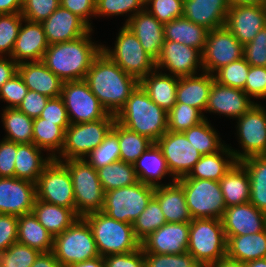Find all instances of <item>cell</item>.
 I'll use <instances>...</instances> for the list:
<instances>
[{"instance_id":"61","label":"cell","mask_w":266,"mask_h":267,"mask_svg":"<svg viewBox=\"0 0 266 267\" xmlns=\"http://www.w3.org/2000/svg\"><path fill=\"white\" fill-rule=\"evenodd\" d=\"M17 143L3 138L0 142V177H14Z\"/></svg>"},{"instance_id":"26","label":"cell","mask_w":266,"mask_h":267,"mask_svg":"<svg viewBox=\"0 0 266 267\" xmlns=\"http://www.w3.org/2000/svg\"><path fill=\"white\" fill-rule=\"evenodd\" d=\"M228 0H184L183 17L213 30L225 26Z\"/></svg>"},{"instance_id":"27","label":"cell","mask_w":266,"mask_h":267,"mask_svg":"<svg viewBox=\"0 0 266 267\" xmlns=\"http://www.w3.org/2000/svg\"><path fill=\"white\" fill-rule=\"evenodd\" d=\"M17 72L29 90L49 98L61 95L63 81L49 70L42 61L18 64Z\"/></svg>"},{"instance_id":"63","label":"cell","mask_w":266,"mask_h":267,"mask_svg":"<svg viewBox=\"0 0 266 267\" xmlns=\"http://www.w3.org/2000/svg\"><path fill=\"white\" fill-rule=\"evenodd\" d=\"M60 6L80 17L90 28V16H95L96 0H60Z\"/></svg>"},{"instance_id":"45","label":"cell","mask_w":266,"mask_h":267,"mask_svg":"<svg viewBox=\"0 0 266 267\" xmlns=\"http://www.w3.org/2000/svg\"><path fill=\"white\" fill-rule=\"evenodd\" d=\"M166 223L165 215L162 212L158 200L153 196L145 210L133 222L132 227L136 238L142 242L151 233Z\"/></svg>"},{"instance_id":"57","label":"cell","mask_w":266,"mask_h":267,"mask_svg":"<svg viewBox=\"0 0 266 267\" xmlns=\"http://www.w3.org/2000/svg\"><path fill=\"white\" fill-rule=\"evenodd\" d=\"M243 91L250 98H266V67L250 65Z\"/></svg>"},{"instance_id":"17","label":"cell","mask_w":266,"mask_h":267,"mask_svg":"<svg viewBox=\"0 0 266 267\" xmlns=\"http://www.w3.org/2000/svg\"><path fill=\"white\" fill-rule=\"evenodd\" d=\"M202 67V53L176 41L165 40L161 54L156 60V69L167 68L172 76L185 77L197 75Z\"/></svg>"},{"instance_id":"31","label":"cell","mask_w":266,"mask_h":267,"mask_svg":"<svg viewBox=\"0 0 266 267\" xmlns=\"http://www.w3.org/2000/svg\"><path fill=\"white\" fill-rule=\"evenodd\" d=\"M32 213L39 223L53 236L61 234L80 216L70 208L35 199Z\"/></svg>"},{"instance_id":"8","label":"cell","mask_w":266,"mask_h":267,"mask_svg":"<svg viewBox=\"0 0 266 267\" xmlns=\"http://www.w3.org/2000/svg\"><path fill=\"white\" fill-rule=\"evenodd\" d=\"M102 52L139 82L156 69V60L144 50L135 34L125 25L118 33L114 49L102 45Z\"/></svg>"},{"instance_id":"16","label":"cell","mask_w":266,"mask_h":267,"mask_svg":"<svg viewBox=\"0 0 266 267\" xmlns=\"http://www.w3.org/2000/svg\"><path fill=\"white\" fill-rule=\"evenodd\" d=\"M155 143L166 159L172 181L188 176L202 157L182 132L167 131Z\"/></svg>"},{"instance_id":"59","label":"cell","mask_w":266,"mask_h":267,"mask_svg":"<svg viewBox=\"0 0 266 267\" xmlns=\"http://www.w3.org/2000/svg\"><path fill=\"white\" fill-rule=\"evenodd\" d=\"M18 216L0 214V253L17 242Z\"/></svg>"},{"instance_id":"56","label":"cell","mask_w":266,"mask_h":267,"mask_svg":"<svg viewBox=\"0 0 266 267\" xmlns=\"http://www.w3.org/2000/svg\"><path fill=\"white\" fill-rule=\"evenodd\" d=\"M243 57L252 66L266 67V25L244 45Z\"/></svg>"},{"instance_id":"44","label":"cell","mask_w":266,"mask_h":267,"mask_svg":"<svg viewBox=\"0 0 266 267\" xmlns=\"http://www.w3.org/2000/svg\"><path fill=\"white\" fill-rule=\"evenodd\" d=\"M207 120L182 132L202 155L218 152L225 145Z\"/></svg>"},{"instance_id":"40","label":"cell","mask_w":266,"mask_h":267,"mask_svg":"<svg viewBox=\"0 0 266 267\" xmlns=\"http://www.w3.org/2000/svg\"><path fill=\"white\" fill-rule=\"evenodd\" d=\"M65 140V130L57 125V122L46 121L37 117L33 119V139L32 143L38 148L49 152L52 159L56 158V153L60 154ZM57 151V152H55Z\"/></svg>"},{"instance_id":"19","label":"cell","mask_w":266,"mask_h":267,"mask_svg":"<svg viewBox=\"0 0 266 267\" xmlns=\"http://www.w3.org/2000/svg\"><path fill=\"white\" fill-rule=\"evenodd\" d=\"M266 25V5L230 6L225 27L242 44L251 42Z\"/></svg>"},{"instance_id":"46","label":"cell","mask_w":266,"mask_h":267,"mask_svg":"<svg viewBox=\"0 0 266 267\" xmlns=\"http://www.w3.org/2000/svg\"><path fill=\"white\" fill-rule=\"evenodd\" d=\"M206 117L196 107L176 103L167 113L168 131L184 132L204 121Z\"/></svg>"},{"instance_id":"39","label":"cell","mask_w":266,"mask_h":267,"mask_svg":"<svg viewBox=\"0 0 266 267\" xmlns=\"http://www.w3.org/2000/svg\"><path fill=\"white\" fill-rule=\"evenodd\" d=\"M249 174L250 200L258 210L266 213V155L250 156L240 161Z\"/></svg>"},{"instance_id":"38","label":"cell","mask_w":266,"mask_h":267,"mask_svg":"<svg viewBox=\"0 0 266 267\" xmlns=\"http://www.w3.org/2000/svg\"><path fill=\"white\" fill-rule=\"evenodd\" d=\"M54 237L39 223L33 213L18 216L17 242L25 244L40 253L53 250Z\"/></svg>"},{"instance_id":"48","label":"cell","mask_w":266,"mask_h":267,"mask_svg":"<svg viewBox=\"0 0 266 267\" xmlns=\"http://www.w3.org/2000/svg\"><path fill=\"white\" fill-rule=\"evenodd\" d=\"M249 69L250 64L242 57L218 69L214 78L219 84L243 90Z\"/></svg>"},{"instance_id":"68","label":"cell","mask_w":266,"mask_h":267,"mask_svg":"<svg viewBox=\"0 0 266 267\" xmlns=\"http://www.w3.org/2000/svg\"><path fill=\"white\" fill-rule=\"evenodd\" d=\"M209 267H246L245 263L228 258H222L216 263L210 264Z\"/></svg>"},{"instance_id":"47","label":"cell","mask_w":266,"mask_h":267,"mask_svg":"<svg viewBox=\"0 0 266 267\" xmlns=\"http://www.w3.org/2000/svg\"><path fill=\"white\" fill-rule=\"evenodd\" d=\"M85 159L95 169L120 160V145L117 135L111 130L104 141Z\"/></svg>"},{"instance_id":"24","label":"cell","mask_w":266,"mask_h":267,"mask_svg":"<svg viewBox=\"0 0 266 267\" xmlns=\"http://www.w3.org/2000/svg\"><path fill=\"white\" fill-rule=\"evenodd\" d=\"M15 41L11 57L17 64L42 61L49 44L41 23L24 20ZM25 60V61H24Z\"/></svg>"},{"instance_id":"64","label":"cell","mask_w":266,"mask_h":267,"mask_svg":"<svg viewBox=\"0 0 266 267\" xmlns=\"http://www.w3.org/2000/svg\"><path fill=\"white\" fill-rule=\"evenodd\" d=\"M17 66L18 64L12 57H8V59L5 56L0 57V88L17 73Z\"/></svg>"},{"instance_id":"10","label":"cell","mask_w":266,"mask_h":267,"mask_svg":"<svg viewBox=\"0 0 266 267\" xmlns=\"http://www.w3.org/2000/svg\"><path fill=\"white\" fill-rule=\"evenodd\" d=\"M186 203L192 219H222L225 209L219 181L195 178H180Z\"/></svg>"},{"instance_id":"65","label":"cell","mask_w":266,"mask_h":267,"mask_svg":"<svg viewBox=\"0 0 266 267\" xmlns=\"http://www.w3.org/2000/svg\"><path fill=\"white\" fill-rule=\"evenodd\" d=\"M31 267H63L55 258L54 253H40Z\"/></svg>"},{"instance_id":"43","label":"cell","mask_w":266,"mask_h":267,"mask_svg":"<svg viewBox=\"0 0 266 267\" xmlns=\"http://www.w3.org/2000/svg\"><path fill=\"white\" fill-rule=\"evenodd\" d=\"M112 131L117 135L120 145V160L133 164L153 143L145 136L129 130L115 120Z\"/></svg>"},{"instance_id":"9","label":"cell","mask_w":266,"mask_h":267,"mask_svg":"<svg viewBox=\"0 0 266 267\" xmlns=\"http://www.w3.org/2000/svg\"><path fill=\"white\" fill-rule=\"evenodd\" d=\"M115 120V117H104L94 122L70 124L65 130L63 148L55 160L86 159L104 141Z\"/></svg>"},{"instance_id":"32","label":"cell","mask_w":266,"mask_h":267,"mask_svg":"<svg viewBox=\"0 0 266 267\" xmlns=\"http://www.w3.org/2000/svg\"><path fill=\"white\" fill-rule=\"evenodd\" d=\"M138 181L157 187L166 174L171 175L166 159L156 143H152L143 154L133 163Z\"/></svg>"},{"instance_id":"22","label":"cell","mask_w":266,"mask_h":267,"mask_svg":"<svg viewBox=\"0 0 266 267\" xmlns=\"http://www.w3.org/2000/svg\"><path fill=\"white\" fill-rule=\"evenodd\" d=\"M41 24L49 45L76 40L92 29L80 17L61 6Z\"/></svg>"},{"instance_id":"15","label":"cell","mask_w":266,"mask_h":267,"mask_svg":"<svg viewBox=\"0 0 266 267\" xmlns=\"http://www.w3.org/2000/svg\"><path fill=\"white\" fill-rule=\"evenodd\" d=\"M243 51L244 45L225 26L210 30L202 52L201 69L213 75L221 67L242 58Z\"/></svg>"},{"instance_id":"71","label":"cell","mask_w":266,"mask_h":267,"mask_svg":"<svg viewBox=\"0 0 266 267\" xmlns=\"http://www.w3.org/2000/svg\"><path fill=\"white\" fill-rule=\"evenodd\" d=\"M193 267H209V265L202 264V263H196Z\"/></svg>"},{"instance_id":"3","label":"cell","mask_w":266,"mask_h":267,"mask_svg":"<svg viewBox=\"0 0 266 267\" xmlns=\"http://www.w3.org/2000/svg\"><path fill=\"white\" fill-rule=\"evenodd\" d=\"M116 121L155 143L168 131L167 112L139 84L115 116Z\"/></svg>"},{"instance_id":"41","label":"cell","mask_w":266,"mask_h":267,"mask_svg":"<svg viewBox=\"0 0 266 267\" xmlns=\"http://www.w3.org/2000/svg\"><path fill=\"white\" fill-rule=\"evenodd\" d=\"M96 170L104 192L138 182L133 164L121 160Z\"/></svg>"},{"instance_id":"60","label":"cell","mask_w":266,"mask_h":267,"mask_svg":"<svg viewBox=\"0 0 266 267\" xmlns=\"http://www.w3.org/2000/svg\"><path fill=\"white\" fill-rule=\"evenodd\" d=\"M105 267H145L142 247L124 254H111L103 257Z\"/></svg>"},{"instance_id":"33","label":"cell","mask_w":266,"mask_h":267,"mask_svg":"<svg viewBox=\"0 0 266 267\" xmlns=\"http://www.w3.org/2000/svg\"><path fill=\"white\" fill-rule=\"evenodd\" d=\"M41 150L33 143H17L14 169L15 178L36 184L44 168L52 161L50 156L43 159Z\"/></svg>"},{"instance_id":"69","label":"cell","mask_w":266,"mask_h":267,"mask_svg":"<svg viewBox=\"0 0 266 267\" xmlns=\"http://www.w3.org/2000/svg\"><path fill=\"white\" fill-rule=\"evenodd\" d=\"M230 6L266 5V0H228Z\"/></svg>"},{"instance_id":"29","label":"cell","mask_w":266,"mask_h":267,"mask_svg":"<svg viewBox=\"0 0 266 267\" xmlns=\"http://www.w3.org/2000/svg\"><path fill=\"white\" fill-rule=\"evenodd\" d=\"M201 73L203 74L178 79L176 103H185L191 107H196L201 112L205 111L215 78L214 74Z\"/></svg>"},{"instance_id":"7","label":"cell","mask_w":266,"mask_h":267,"mask_svg":"<svg viewBox=\"0 0 266 267\" xmlns=\"http://www.w3.org/2000/svg\"><path fill=\"white\" fill-rule=\"evenodd\" d=\"M52 252L63 267L100 256L92 230L83 217L54 237Z\"/></svg>"},{"instance_id":"37","label":"cell","mask_w":266,"mask_h":267,"mask_svg":"<svg viewBox=\"0 0 266 267\" xmlns=\"http://www.w3.org/2000/svg\"><path fill=\"white\" fill-rule=\"evenodd\" d=\"M208 31L205 27L197 25L185 17L164 23L165 40L183 43L198 49L201 53L206 44Z\"/></svg>"},{"instance_id":"35","label":"cell","mask_w":266,"mask_h":267,"mask_svg":"<svg viewBox=\"0 0 266 267\" xmlns=\"http://www.w3.org/2000/svg\"><path fill=\"white\" fill-rule=\"evenodd\" d=\"M230 148L231 147L224 145L218 152L202 155L189 175L182 178L220 181V179L237 162ZM221 154L223 156L225 155V158L227 159Z\"/></svg>"},{"instance_id":"58","label":"cell","mask_w":266,"mask_h":267,"mask_svg":"<svg viewBox=\"0 0 266 267\" xmlns=\"http://www.w3.org/2000/svg\"><path fill=\"white\" fill-rule=\"evenodd\" d=\"M39 117L46 119V121L57 122V125L61 126L64 130L70 125L67 109L60 96L50 98Z\"/></svg>"},{"instance_id":"67","label":"cell","mask_w":266,"mask_h":267,"mask_svg":"<svg viewBox=\"0 0 266 267\" xmlns=\"http://www.w3.org/2000/svg\"><path fill=\"white\" fill-rule=\"evenodd\" d=\"M67 267H105V262L102 256H98L83 262L71 264Z\"/></svg>"},{"instance_id":"6","label":"cell","mask_w":266,"mask_h":267,"mask_svg":"<svg viewBox=\"0 0 266 267\" xmlns=\"http://www.w3.org/2000/svg\"><path fill=\"white\" fill-rule=\"evenodd\" d=\"M69 170L74 189L75 212L83 217L92 212L102 211L105 192L97 170L85 159L61 161Z\"/></svg>"},{"instance_id":"1","label":"cell","mask_w":266,"mask_h":267,"mask_svg":"<svg viewBox=\"0 0 266 267\" xmlns=\"http://www.w3.org/2000/svg\"><path fill=\"white\" fill-rule=\"evenodd\" d=\"M84 81L109 114L117 115L139 81L123 71L102 51L94 59Z\"/></svg>"},{"instance_id":"13","label":"cell","mask_w":266,"mask_h":267,"mask_svg":"<svg viewBox=\"0 0 266 267\" xmlns=\"http://www.w3.org/2000/svg\"><path fill=\"white\" fill-rule=\"evenodd\" d=\"M36 199L75 211L72 178L62 162L52 159L44 168L36 182Z\"/></svg>"},{"instance_id":"53","label":"cell","mask_w":266,"mask_h":267,"mask_svg":"<svg viewBox=\"0 0 266 267\" xmlns=\"http://www.w3.org/2000/svg\"><path fill=\"white\" fill-rule=\"evenodd\" d=\"M59 6L60 0H22L21 15L27 21L41 23Z\"/></svg>"},{"instance_id":"12","label":"cell","mask_w":266,"mask_h":267,"mask_svg":"<svg viewBox=\"0 0 266 267\" xmlns=\"http://www.w3.org/2000/svg\"><path fill=\"white\" fill-rule=\"evenodd\" d=\"M60 97L67 109L70 124L115 117L107 112L84 80L64 82Z\"/></svg>"},{"instance_id":"34","label":"cell","mask_w":266,"mask_h":267,"mask_svg":"<svg viewBox=\"0 0 266 267\" xmlns=\"http://www.w3.org/2000/svg\"><path fill=\"white\" fill-rule=\"evenodd\" d=\"M219 184L226 207L249 202V174L240 162H236L230 168V170L220 179Z\"/></svg>"},{"instance_id":"23","label":"cell","mask_w":266,"mask_h":267,"mask_svg":"<svg viewBox=\"0 0 266 267\" xmlns=\"http://www.w3.org/2000/svg\"><path fill=\"white\" fill-rule=\"evenodd\" d=\"M254 104L242 89L225 86L214 80L205 111L239 118Z\"/></svg>"},{"instance_id":"66","label":"cell","mask_w":266,"mask_h":267,"mask_svg":"<svg viewBox=\"0 0 266 267\" xmlns=\"http://www.w3.org/2000/svg\"><path fill=\"white\" fill-rule=\"evenodd\" d=\"M22 0H0V14L21 13Z\"/></svg>"},{"instance_id":"2","label":"cell","mask_w":266,"mask_h":267,"mask_svg":"<svg viewBox=\"0 0 266 267\" xmlns=\"http://www.w3.org/2000/svg\"><path fill=\"white\" fill-rule=\"evenodd\" d=\"M91 29L86 35L68 42L50 44L42 62L63 82L84 80L102 45L91 41Z\"/></svg>"},{"instance_id":"28","label":"cell","mask_w":266,"mask_h":267,"mask_svg":"<svg viewBox=\"0 0 266 267\" xmlns=\"http://www.w3.org/2000/svg\"><path fill=\"white\" fill-rule=\"evenodd\" d=\"M154 197L158 200L167 223L192 221L183 188L177 181L155 187Z\"/></svg>"},{"instance_id":"14","label":"cell","mask_w":266,"mask_h":267,"mask_svg":"<svg viewBox=\"0 0 266 267\" xmlns=\"http://www.w3.org/2000/svg\"><path fill=\"white\" fill-rule=\"evenodd\" d=\"M237 134L244 152L230 149L237 162L250 156L266 155V110L255 103L237 118Z\"/></svg>"},{"instance_id":"21","label":"cell","mask_w":266,"mask_h":267,"mask_svg":"<svg viewBox=\"0 0 266 267\" xmlns=\"http://www.w3.org/2000/svg\"><path fill=\"white\" fill-rule=\"evenodd\" d=\"M221 220L227 240L266 229V213L250 202L227 207Z\"/></svg>"},{"instance_id":"70","label":"cell","mask_w":266,"mask_h":267,"mask_svg":"<svg viewBox=\"0 0 266 267\" xmlns=\"http://www.w3.org/2000/svg\"><path fill=\"white\" fill-rule=\"evenodd\" d=\"M246 267H266V258H261L245 263Z\"/></svg>"},{"instance_id":"51","label":"cell","mask_w":266,"mask_h":267,"mask_svg":"<svg viewBox=\"0 0 266 267\" xmlns=\"http://www.w3.org/2000/svg\"><path fill=\"white\" fill-rule=\"evenodd\" d=\"M145 9V0H96L95 16H118L131 13L128 20Z\"/></svg>"},{"instance_id":"49","label":"cell","mask_w":266,"mask_h":267,"mask_svg":"<svg viewBox=\"0 0 266 267\" xmlns=\"http://www.w3.org/2000/svg\"><path fill=\"white\" fill-rule=\"evenodd\" d=\"M24 18L21 13L0 14V57H11Z\"/></svg>"},{"instance_id":"54","label":"cell","mask_w":266,"mask_h":267,"mask_svg":"<svg viewBox=\"0 0 266 267\" xmlns=\"http://www.w3.org/2000/svg\"><path fill=\"white\" fill-rule=\"evenodd\" d=\"M145 267H193L197 262L188 252L182 254L145 253Z\"/></svg>"},{"instance_id":"18","label":"cell","mask_w":266,"mask_h":267,"mask_svg":"<svg viewBox=\"0 0 266 267\" xmlns=\"http://www.w3.org/2000/svg\"><path fill=\"white\" fill-rule=\"evenodd\" d=\"M36 184L15 177H0V214L21 216L32 213Z\"/></svg>"},{"instance_id":"5","label":"cell","mask_w":266,"mask_h":267,"mask_svg":"<svg viewBox=\"0 0 266 267\" xmlns=\"http://www.w3.org/2000/svg\"><path fill=\"white\" fill-rule=\"evenodd\" d=\"M187 252L197 263L210 265L226 257L227 239L221 219H192Z\"/></svg>"},{"instance_id":"4","label":"cell","mask_w":266,"mask_h":267,"mask_svg":"<svg viewBox=\"0 0 266 267\" xmlns=\"http://www.w3.org/2000/svg\"><path fill=\"white\" fill-rule=\"evenodd\" d=\"M83 218L92 230L100 256L124 254L141 247L132 224L112 219L102 211L89 213Z\"/></svg>"},{"instance_id":"25","label":"cell","mask_w":266,"mask_h":267,"mask_svg":"<svg viewBox=\"0 0 266 267\" xmlns=\"http://www.w3.org/2000/svg\"><path fill=\"white\" fill-rule=\"evenodd\" d=\"M125 26L135 34L144 50L157 60L165 41L164 24L144 9L132 16Z\"/></svg>"},{"instance_id":"42","label":"cell","mask_w":266,"mask_h":267,"mask_svg":"<svg viewBox=\"0 0 266 267\" xmlns=\"http://www.w3.org/2000/svg\"><path fill=\"white\" fill-rule=\"evenodd\" d=\"M2 119L5 131H7L4 139L15 143H32L33 118L17 108H5Z\"/></svg>"},{"instance_id":"52","label":"cell","mask_w":266,"mask_h":267,"mask_svg":"<svg viewBox=\"0 0 266 267\" xmlns=\"http://www.w3.org/2000/svg\"><path fill=\"white\" fill-rule=\"evenodd\" d=\"M183 8L184 0H145V9L163 24L183 17Z\"/></svg>"},{"instance_id":"30","label":"cell","mask_w":266,"mask_h":267,"mask_svg":"<svg viewBox=\"0 0 266 267\" xmlns=\"http://www.w3.org/2000/svg\"><path fill=\"white\" fill-rule=\"evenodd\" d=\"M153 70L139 84L147 92L150 99L167 113L176 104V93L179 77Z\"/></svg>"},{"instance_id":"20","label":"cell","mask_w":266,"mask_h":267,"mask_svg":"<svg viewBox=\"0 0 266 267\" xmlns=\"http://www.w3.org/2000/svg\"><path fill=\"white\" fill-rule=\"evenodd\" d=\"M190 222L162 225L141 242L145 253L182 254L187 252Z\"/></svg>"},{"instance_id":"50","label":"cell","mask_w":266,"mask_h":267,"mask_svg":"<svg viewBox=\"0 0 266 267\" xmlns=\"http://www.w3.org/2000/svg\"><path fill=\"white\" fill-rule=\"evenodd\" d=\"M39 254L36 249L15 242L0 253V267H31Z\"/></svg>"},{"instance_id":"55","label":"cell","mask_w":266,"mask_h":267,"mask_svg":"<svg viewBox=\"0 0 266 267\" xmlns=\"http://www.w3.org/2000/svg\"><path fill=\"white\" fill-rule=\"evenodd\" d=\"M28 91V87L17 72L1 86L0 99L9 104L6 108H17Z\"/></svg>"},{"instance_id":"62","label":"cell","mask_w":266,"mask_h":267,"mask_svg":"<svg viewBox=\"0 0 266 267\" xmlns=\"http://www.w3.org/2000/svg\"><path fill=\"white\" fill-rule=\"evenodd\" d=\"M49 99L45 95L29 90L17 109L34 119L40 116Z\"/></svg>"},{"instance_id":"11","label":"cell","mask_w":266,"mask_h":267,"mask_svg":"<svg viewBox=\"0 0 266 267\" xmlns=\"http://www.w3.org/2000/svg\"><path fill=\"white\" fill-rule=\"evenodd\" d=\"M155 187L137 183L105 192L102 212L117 221L133 224L154 196Z\"/></svg>"},{"instance_id":"36","label":"cell","mask_w":266,"mask_h":267,"mask_svg":"<svg viewBox=\"0 0 266 267\" xmlns=\"http://www.w3.org/2000/svg\"><path fill=\"white\" fill-rule=\"evenodd\" d=\"M226 256L243 263L266 258V229L253 234L230 237L227 240Z\"/></svg>"}]
</instances>
